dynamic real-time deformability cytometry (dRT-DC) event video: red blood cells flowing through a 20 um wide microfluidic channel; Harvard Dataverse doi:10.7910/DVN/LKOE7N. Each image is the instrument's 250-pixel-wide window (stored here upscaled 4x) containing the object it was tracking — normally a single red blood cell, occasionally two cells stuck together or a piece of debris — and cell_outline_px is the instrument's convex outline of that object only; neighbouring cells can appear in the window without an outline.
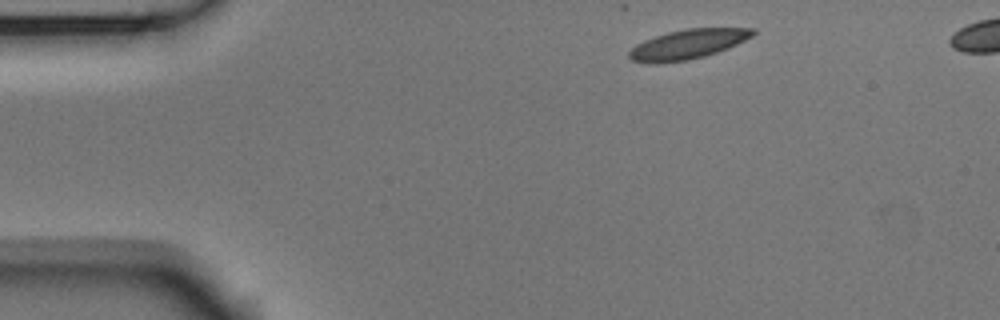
{"species": "Egyptian fruit bat (a non-hibernating species)", "species_latin": "Rousettus aegyptiacus", "temperature_condition": "room temperature", "stored_images_in_passage": 4, "camera_frame_rate_fps": 3000, "um_per_image_px": 0.085, "animal": {"sex": "male"}, "frame": {"image": 1, "passage_image": 1, "time_ms": 0.0, "image_size_px": [1000, 320], "cell_outline_px": [[756, 32], [752, 36], [728, 48], [704, 56], [684, 60], [632, 60], [628, 56], [628, 52], [636, 44], [644, 40], [668, 32], [688, 28], [756, 28]], "centroid_in_image_um": [58.55, 3.7], "position_along_channel_um": 26.5, "area_um2": 20.35}}
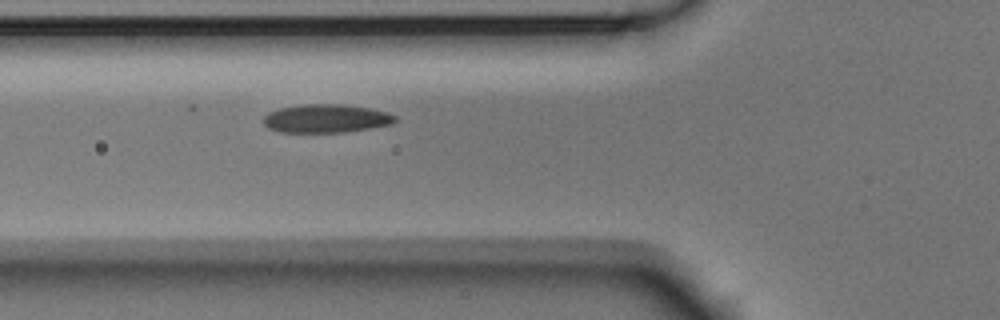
{"frame": {"image": 2, "passage_image": 4, "time_ms": 1.0, "image_size_px": [1000, 320], "cell_outline_px": [[396, 120], [392, 124], [344, 132], [280, 132], [268, 128], [264, 124], [264, 116], [268, 112], [280, 108], [304, 104], [344, 104], [372, 108], [388, 112], [396, 116]], "centroid_in_image_um": [27.73, 10.06], "position_along_channel_um": 98.1, "area_um2": 21.85}}